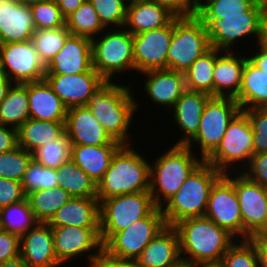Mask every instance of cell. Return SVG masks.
<instances>
[{"mask_svg":"<svg viewBox=\"0 0 267 267\" xmlns=\"http://www.w3.org/2000/svg\"><path fill=\"white\" fill-rule=\"evenodd\" d=\"M20 256L30 267L61 266L54 250L52 228L48 223L37 222L20 236Z\"/></svg>","mask_w":267,"mask_h":267,"instance_id":"603a6c76","label":"cell"},{"mask_svg":"<svg viewBox=\"0 0 267 267\" xmlns=\"http://www.w3.org/2000/svg\"><path fill=\"white\" fill-rule=\"evenodd\" d=\"M14 83L4 74L0 76V103L5 99L10 87Z\"/></svg>","mask_w":267,"mask_h":267,"instance_id":"91938a15","label":"cell"},{"mask_svg":"<svg viewBox=\"0 0 267 267\" xmlns=\"http://www.w3.org/2000/svg\"><path fill=\"white\" fill-rule=\"evenodd\" d=\"M211 96L186 89L167 115L177 124L181 136L174 145H186L198 132L204 107ZM172 112V113H171Z\"/></svg>","mask_w":267,"mask_h":267,"instance_id":"cb8c5ba5","label":"cell"},{"mask_svg":"<svg viewBox=\"0 0 267 267\" xmlns=\"http://www.w3.org/2000/svg\"><path fill=\"white\" fill-rule=\"evenodd\" d=\"M0 267H30L21 256L0 264Z\"/></svg>","mask_w":267,"mask_h":267,"instance_id":"94428289","label":"cell"},{"mask_svg":"<svg viewBox=\"0 0 267 267\" xmlns=\"http://www.w3.org/2000/svg\"><path fill=\"white\" fill-rule=\"evenodd\" d=\"M240 110L232 97L211 96L204 107L198 132L186 146L205 161L217 149L229 122Z\"/></svg>","mask_w":267,"mask_h":267,"instance_id":"8fae6325","label":"cell"},{"mask_svg":"<svg viewBox=\"0 0 267 267\" xmlns=\"http://www.w3.org/2000/svg\"><path fill=\"white\" fill-rule=\"evenodd\" d=\"M215 48L200 56L184 73L186 89L213 96Z\"/></svg>","mask_w":267,"mask_h":267,"instance_id":"d590c367","label":"cell"},{"mask_svg":"<svg viewBox=\"0 0 267 267\" xmlns=\"http://www.w3.org/2000/svg\"><path fill=\"white\" fill-rule=\"evenodd\" d=\"M31 159L32 153L20 146L0 153V177L22 182Z\"/></svg>","mask_w":267,"mask_h":267,"instance_id":"7bdbcfd3","label":"cell"},{"mask_svg":"<svg viewBox=\"0 0 267 267\" xmlns=\"http://www.w3.org/2000/svg\"><path fill=\"white\" fill-rule=\"evenodd\" d=\"M267 12L265 0H258L243 15L220 16L219 18H199L205 25L210 46L221 51H241L242 42L246 44H256L259 27L262 17ZM247 39H254L252 43H247ZM236 46V47H235Z\"/></svg>","mask_w":267,"mask_h":267,"instance_id":"52a82bcc","label":"cell"},{"mask_svg":"<svg viewBox=\"0 0 267 267\" xmlns=\"http://www.w3.org/2000/svg\"><path fill=\"white\" fill-rule=\"evenodd\" d=\"M72 196L63 188L35 190L26 198L37 222L48 223Z\"/></svg>","mask_w":267,"mask_h":267,"instance_id":"e575fe53","label":"cell"},{"mask_svg":"<svg viewBox=\"0 0 267 267\" xmlns=\"http://www.w3.org/2000/svg\"><path fill=\"white\" fill-rule=\"evenodd\" d=\"M0 63L2 73L13 83L40 81L46 74L32 41L0 44Z\"/></svg>","mask_w":267,"mask_h":267,"instance_id":"9a60e30c","label":"cell"},{"mask_svg":"<svg viewBox=\"0 0 267 267\" xmlns=\"http://www.w3.org/2000/svg\"><path fill=\"white\" fill-rule=\"evenodd\" d=\"M51 228L55 254L62 266L84 257L88 262L85 266L94 267L103 249L100 227L51 226Z\"/></svg>","mask_w":267,"mask_h":267,"instance_id":"7c38bea8","label":"cell"},{"mask_svg":"<svg viewBox=\"0 0 267 267\" xmlns=\"http://www.w3.org/2000/svg\"><path fill=\"white\" fill-rule=\"evenodd\" d=\"M35 31L30 6L0 0V44L31 41Z\"/></svg>","mask_w":267,"mask_h":267,"instance_id":"d4e9b609","label":"cell"},{"mask_svg":"<svg viewBox=\"0 0 267 267\" xmlns=\"http://www.w3.org/2000/svg\"><path fill=\"white\" fill-rule=\"evenodd\" d=\"M172 267H195V264H193L190 261H186L183 259H180L176 264H174Z\"/></svg>","mask_w":267,"mask_h":267,"instance_id":"e7e4bbea","label":"cell"},{"mask_svg":"<svg viewBox=\"0 0 267 267\" xmlns=\"http://www.w3.org/2000/svg\"><path fill=\"white\" fill-rule=\"evenodd\" d=\"M106 29L123 28L128 0H89Z\"/></svg>","mask_w":267,"mask_h":267,"instance_id":"f6af8a7d","label":"cell"},{"mask_svg":"<svg viewBox=\"0 0 267 267\" xmlns=\"http://www.w3.org/2000/svg\"><path fill=\"white\" fill-rule=\"evenodd\" d=\"M60 8V12L66 19L72 14L85 0H55Z\"/></svg>","mask_w":267,"mask_h":267,"instance_id":"9f6ffc18","label":"cell"},{"mask_svg":"<svg viewBox=\"0 0 267 267\" xmlns=\"http://www.w3.org/2000/svg\"><path fill=\"white\" fill-rule=\"evenodd\" d=\"M258 0H202L197 4L198 18H219L220 16L243 15Z\"/></svg>","mask_w":267,"mask_h":267,"instance_id":"ab89813d","label":"cell"},{"mask_svg":"<svg viewBox=\"0 0 267 267\" xmlns=\"http://www.w3.org/2000/svg\"><path fill=\"white\" fill-rule=\"evenodd\" d=\"M255 47L256 49L252 46L250 49L252 52L250 51L247 57L257 68L267 75V51L260 48L257 49V46Z\"/></svg>","mask_w":267,"mask_h":267,"instance_id":"11a10c76","label":"cell"},{"mask_svg":"<svg viewBox=\"0 0 267 267\" xmlns=\"http://www.w3.org/2000/svg\"><path fill=\"white\" fill-rule=\"evenodd\" d=\"M36 30L55 29L65 26V18L55 0L30 5Z\"/></svg>","mask_w":267,"mask_h":267,"instance_id":"bcb514c9","label":"cell"},{"mask_svg":"<svg viewBox=\"0 0 267 267\" xmlns=\"http://www.w3.org/2000/svg\"><path fill=\"white\" fill-rule=\"evenodd\" d=\"M50 226L100 227L97 198L71 197L48 222Z\"/></svg>","mask_w":267,"mask_h":267,"instance_id":"f1b7e54d","label":"cell"},{"mask_svg":"<svg viewBox=\"0 0 267 267\" xmlns=\"http://www.w3.org/2000/svg\"><path fill=\"white\" fill-rule=\"evenodd\" d=\"M234 188L238 196L243 222V240L250 239L264 224L267 216V190L234 172Z\"/></svg>","mask_w":267,"mask_h":267,"instance_id":"e0dca14e","label":"cell"},{"mask_svg":"<svg viewBox=\"0 0 267 267\" xmlns=\"http://www.w3.org/2000/svg\"><path fill=\"white\" fill-rule=\"evenodd\" d=\"M134 148V144L122 145L114 154L110 166L97 183L99 202L113 196L150 190V160L141 154L142 149Z\"/></svg>","mask_w":267,"mask_h":267,"instance_id":"3957f363","label":"cell"},{"mask_svg":"<svg viewBox=\"0 0 267 267\" xmlns=\"http://www.w3.org/2000/svg\"><path fill=\"white\" fill-rule=\"evenodd\" d=\"M250 239L267 242V216L262 227Z\"/></svg>","mask_w":267,"mask_h":267,"instance_id":"6125c7cd","label":"cell"},{"mask_svg":"<svg viewBox=\"0 0 267 267\" xmlns=\"http://www.w3.org/2000/svg\"><path fill=\"white\" fill-rule=\"evenodd\" d=\"M167 149V150H166ZM150 161V194L161 207L179 191L191 173L204 161L186 145L166 147Z\"/></svg>","mask_w":267,"mask_h":267,"instance_id":"277c9868","label":"cell"},{"mask_svg":"<svg viewBox=\"0 0 267 267\" xmlns=\"http://www.w3.org/2000/svg\"><path fill=\"white\" fill-rule=\"evenodd\" d=\"M248 117L253 130L254 154L267 152V108L242 110Z\"/></svg>","mask_w":267,"mask_h":267,"instance_id":"7dc6e473","label":"cell"},{"mask_svg":"<svg viewBox=\"0 0 267 267\" xmlns=\"http://www.w3.org/2000/svg\"><path fill=\"white\" fill-rule=\"evenodd\" d=\"M21 182L0 177V208L26 199Z\"/></svg>","mask_w":267,"mask_h":267,"instance_id":"681fc988","label":"cell"},{"mask_svg":"<svg viewBox=\"0 0 267 267\" xmlns=\"http://www.w3.org/2000/svg\"><path fill=\"white\" fill-rule=\"evenodd\" d=\"M44 79L67 108L86 106L107 82L94 68L75 75H45Z\"/></svg>","mask_w":267,"mask_h":267,"instance_id":"ac0fdd59","label":"cell"},{"mask_svg":"<svg viewBox=\"0 0 267 267\" xmlns=\"http://www.w3.org/2000/svg\"><path fill=\"white\" fill-rule=\"evenodd\" d=\"M204 216L226 229L237 240H243V222L234 188V172L223 174L214 183Z\"/></svg>","mask_w":267,"mask_h":267,"instance_id":"4fadbf2b","label":"cell"},{"mask_svg":"<svg viewBox=\"0 0 267 267\" xmlns=\"http://www.w3.org/2000/svg\"><path fill=\"white\" fill-rule=\"evenodd\" d=\"M14 1L21 4V5L30 6V5H33V4L42 2V1H46V0H14Z\"/></svg>","mask_w":267,"mask_h":267,"instance_id":"03108f58","label":"cell"},{"mask_svg":"<svg viewBox=\"0 0 267 267\" xmlns=\"http://www.w3.org/2000/svg\"><path fill=\"white\" fill-rule=\"evenodd\" d=\"M70 35L66 25L55 29L36 30L31 38L40 60L47 66L63 48Z\"/></svg>","mask_w":267,"mask_h":267,"instance_id":"f35d334b","label":"cell"},{"mask_svg":"<svg viewBox=\"0 0 267 267\" xmlns=\"http://www.w3.org/2000/svg\"><path fill=\"white\" fill-rule=\"evenodd\" d=\"M21 184L26 195L35 190L57 188V169L45 167L32 158Z\"/></svg>","mask_w":267,"mask_h":267,"instance_id":"b9f144b4","label":"cell"},{"mask_svg":"<svg viewBox=\"0 0 267 267\" xmlns=\"http://www.w3.org/2000/svg\"><path fill=\"white\" fill-rule=\"evenodd\" d=\"M242 52L221 51L215 48L213 96L235 98L240 91L243 68L247 59L246 48ZM243 55V56H242Z\"/></svg>","mask_w":267,"mask_h":267,"instance_id":"7402d4cb","label":"cell"},{"mask_svg":"<svg viewBox=\"0 0 267 267\" xmlns=\"http://www.w3.org/2000/svg\"><path fill=\"white\" fill-rule=\"evenodd\" d=\"M92 68L91 39L70 34L63 48L46 66L45 75H75Z\"/></svg>","mask_w":267,"mask_h":267,"instance_id":"44dd1931","label":"cell"},{"mask_svg":"<svg viewBox=\"0 0 267 267\" xmlns=\"http://www.w3.org/2000/svg\"><path fill=\"white\" fill-rule=\"evenodd\" d=\"M122 145H71L70 158L93 181L98 183L110 166L116 151Z\"/></svg>","mask_w":267,"mask_h":267,"instance_id":"f546056e","label":"cell"},{"mask_svg":"<svg viewBox=\"0 0 267 267\" xmlns=\"http://www.w3.org/2000/svg\"><path fill=\"white\" fill-rule=\"evenodd\" d=\"M255 247L259 258V267H267V242L255 240Z\"/></svg>","mask_w":267,"mask_h":267,"instance_id":"680465c9","label":"cell"},{"mask_svg":"<svg viewBox=\"0 0 267 267\" xmlns=\"http://www.w3.org/2000/svg\"><path fill=\"white\" fill-rule=\"evenodd\" d=\"M65 132V122L29 118L17 129L18 146L33 153L43 144L60 138Z\"/></svg>","mask_w":267,"mask_h":267,"instance_id":"1f68e13d","label":"cell"},{"mask_svg":"<svg viewBox=\"0 0 267 267\" xmlns=\"http://www.w3.org/2000/svg\"><path fill=\"white\" fill-rule=\"evenodd\" d=\"M3 73H2V70H1V63H0V76L2 75Z\"/></svg>","mask_w":267,"mask_h":267,"instance_id":"a7ac6f4b","label":"cell"},{"mask_svg":"<svg viewBox=\"0 0 267 267\" xmlns=\"http://www.w3.org/2000/svg\"><path fill=\"white\" fill-rule=\"evenodd\" d=\"M37 223L30 204L27 200H22L15 204H10L0 208V228L19 236L25 234Z\"/></svg>","mask_w":267,"mask_h":267,"instance_id":"74e56055","label":"cell"},{"mask_svg":"<svg viewBox=\"0 0 267 267\" xmlns=\"http://www.w3.org/2000/svg\"><path fill=\"white\" fill-rule=\"evenodd\" d=\"M30 118L42 121L65 122L67 107L43 79L27 83Z\"/></svg>","mask_w":267,"mask_h":267,"instance_id":"83f0119b","label":"cell"},{"mask_svg":"<svg viewBox=\"0 0 267 267\" xmlns=\"http://www.w3.org/2000/svg\"><path fill=\"white\" fill-rule=\"evenodd\" d=\"M20 256V236L0 229V264Z\"/></svg>","mask_w":267,"mask_h":267,"instance_id":"f907efd6","label":"cell"},{"mask_svg":"<svg viewBox=\"0 0 267 267\" xmlns=\"http://www.w3.org/2000/svg\"><path fill=\"white\" fill-rule=\"evenodd\" d=\"M253 154V130L247 115L240 110L229 122L217 149L205 161L223 174L241 172Z\"/></svg>","mask_w":267,"mask_h":267,"instance_id":"ba28073f","label":"cell"},{"mask_svg":"<svg viewBox=\"0 0 267 267\" xmlns=\"http://www.w3.org/2000/svg\"><path fill=\"white\" fill-rule=\"evenodd\" d=\"M94 267H141L136 259L118 258L102 249Z\"/></svg>","mask_w":267,"mask_h":267,"instance_id":"f5cc1de1","label":"cell"},{"mask_svg":"<svg viewBox=\"0 0 267 267\" xmlns=\"http://www.w3.org/2000/svg\"><path fill=\"white\" fill-rule=\"evenodd\" d=\"M174 227L179 235L181 259L193 264L221 261L237 241L226 229L205 216L183 219Z\"/></svg>","mask_w":267,"mask_h":267,"instance_id":"7a4b0ae2","label":"cell"},{"mask_svg":"<svg viewBox=\"0 0 267 267\" xmlns=\"http://www.w3.org/2000/svg\"><path fill=\"white\" fill-rule=\"evenodd\" d=\"M195 2V4L197 5L200 1L202 0H193Z\"/></svg>","mask_w":267,"mask_h":267,"instance_id":"003e7915","label":"cell"},{"mask_svg":"<svg viewBox=\"0 0 267 267\" xmlns=\"http://www.w3.org/2000/svg\"><path fill=\"white\" fill-rule=\"evenodd\" d=\"M241 110L267 108V75L257 68L247 57L242 85L234 98Z\"/></svg>","mask_w":267,"mask_h":267,"instance_id":"4dcf8cb0","label":"cell"},{"mask_svg":"<svg viewBox=\"0 0 267 267\" xmlns=\"http://www.w3.org/2000/svg\"><path fill=\"white\" fill-rule=\"evenodd\" d=\"M17 146V129L0 124V153L11 151Z\"/></svg>","mask_w":267,"mask_h":267,"instance_id":"db71d44e","label":"cell"},{"mask_svg":"<svg viewBox=\"0 0 267 267\" xmlns=\"http://www.w3.org/2000/svg\"><path fill=\"white\" fill-rule=\"evenodd\" d=\"M210 48L205 25L196 15L176 17L167 53V69L185 73Z\"/></svg>","mask_w":267,"mask_h":267,"instance_id":"30bf717a","label":"cell"},{"mask_svg":"<svg viewBox=\"0 0 267 267\" xmlns=\"http://www.w3.org/2000/svg\"><path fill=\"white\" fill-rule=\"evenodd\" d=\"M167 7L177 17L192 16L196 13L197 5L193 0H149Z\"/></svg>","mask_w":267,"mask_h":267,"instance_id":"816d5d0a","label":"cell"},{"mask_svg":"<svg viewBox=\"0 0 267 267\" xmlns=\"http://www.w3.org/2000/svg\"><path fill=\"white\" fill-rule=\"evenodd\" d=\"M70 34L94 39L106 28L101 23L96 10L89 0H85L65 19Z\"/></svg>","mask_w":267,"mask_h":267,"instance_id":"8d00e7d4","label":"cell"},{"mask_svg":"<svg viewBox=\"0 0 267 267\" xmlns=\"http://www.w3.org/2000/svg\"><path fill=\"white\" fill-rule=\"evenodd\" d=\"M173 34V21L162 28L133 35L136 74L167 69V53Z\"/></svg>","mask_w":267,"mask_h":267,"instance_id":"2e32d148","label":"cell"},{"mask_svg":"<svg viewBox=\"0 0 267 267\" xmlns=\"http://www.w3.org/2000/svg\"><path fill=\"white\" fill-rule=\"evenodd\" d=\"M165 226L161 208L156 207L148 216L116 232L103 245V249L118 258L137 259L148 243Z\"/></svg>","mask_w":267,"mask_h":267,"instance_id":"5bb4252c","label":"cell"},{"mask_svg":"<svg viewBox=\"0 0 267 267\" xmlns=\"http://www.w3.org/2000/svg\"><path fill=\"white\" fill-rule=\"evenodd\" d=\"M157 206L149 191L129 193L99 202L100 239L104 245L116 232L148 216Z\"/></svg>","mask_w":267,"mask_h":267,"instance_id":"9c48e42d","label":"cell"},{"mask_svg":"<svg viewBox=\"0 0 267 267\" xmlns=\"http://www.w3.org/2000/svg\"><path fill=\"white\" fill-rule=\"evenodd\" d=\"M240 173L267 190V152L253 154Z\"/></svg>","mask_w":267,"mask_h":267,"instance_id":"c3c4849f","label":"cell"},{"mask_svg":"<svg viewBox=\"0 0 267 267\" xmlns=\"http://www.w3.org/2000/svg\"><path fill=\"white\" fill-rule=\"evenodd\" d=\"M29 118L27 83H14L0 103V124L18 129Z\"/></svg>","mask_w":267,"mask_h":267,"instance_id":"d6a6232c","label":"cell"},{"mask_svg":"<svg viewBox=\"0 0 267 267\" xmlns=\"http://www.w3.org/2000/svg\"><path fill=\"white\" fill-rule=\"evenodd\" d=\"M180 259L178 232L174 226L166 225L136 260L141 267H172Z\"/></svg>","mask_w":267,"mask_h":267,"instance_id":"4316f807","label":"cell"},{"mask_svg":"<svg viewBox=\"0 0 267 267\" xmlns=\"http://www.w3.org/2000/svg\"><path fill=\"white\" fill-rule=\"evenodd\" d=\"M92 42V67L107 82L135 72L133 35L124 27L105 29ZM134 72V73H133ZM120 74V75H119ZM117 78H114L116 77Z\"/></svg>","mask_w":267,"mask_h":267,"instance_id":"8992f818","label":"cell"},{"mask_svg":"<svg viewBox=\"0 0 267 267\" xmlns=\"http://www.w3.org/2000/svg\"><path fill=\"white\" fill-rule=\"evenodd\" d=\"M145 77L143 93L150 99L151 104L159 109L164 107L165 113L174 107L176 101L186 90L185 74L169 69L149 70L140 73Z\"/></svg>","mask_w":267,"mask_h":267,"instance_id":"d6986e66","label":"cell"},{"mask_svg":"<svg viewBox=\"0 0 267 267\" xmlns=\"http://www.w3.org/2000/svg\"><path fill=\"white\" fill-rule=\"evenodd\" d=\"M195 267H223L221 261L196 263Z\"/></svg>","mask_w":267,"mask_h":267,"instance_id":"be15d7a7","label":"cell"},{"mask_svg":"<svg viewBox=\"0 0 267 267\" xmlns=\"http://www.w3.org/2000/svg\"><path fill=\"white\" fill-rule=\"evenodd\" d=\"M223 267H259L255 240H237L223 255Z\"/></svg>","mask_w":267,"mask_h":267,"instance_id":"ee69618b","label":"cell"},{"mask_svg":"<svg viewBox=\"0 0 267 267\" xmlns=\"http://www.w3.org/2000/svg\"><path fill=\"white\" fill-rule=\"evenodd\" d=\"M222 175V172L203 161L179 191L160 207L165 224L174 226L183 219L204 216L211 188Z\"/></svg>","mask_w":267,"mask_h":267,"instance_id":"5b68a950","label":"cell"},{"mask_svg":"<svg viewBox=\"0 0 267 267\" xmlns=\"http://www.w3.org/2000/svg\"><path fill=\"white\" fill-rule=\"evenodd\" d=\"M65 130L71 145H122L108 135L87 106L67 109Z\"/></svg>","mask_w":267,"mask_h":267,"instance_id":"ffe728a7","label":"cell"},{"mask_svg":"<svg viewBox=\"0 0 267 267\" xmlns=\"http://www.w3.org/2000/svg\"><path fill=\"white\" fill-rule=\"evenodd\" d=\"M71 142L66 132L56 140L43 144L32 153V158L45 167L58 169L70 159Z\"/></svg>","mask_w":267,"mask_h":267,"instance_id":"60d3db41","label":"cell"},{"mask_svg":"<svg viewBox=\"0 0 267 267\" xmlns=\"http://www.w3.org/2000/svg\"><path fill=\"white\" fill-rule=\"evenodd\" d=\"M255 45L257 48L267 51V12L262 17Z\"/></svg>","mask_w":267,"mask_h":267,"instance_id":"6f0895ef","label":"cell"},{"mask_svg":"<svg viewBox=\"0 0 267 267\" xmlns=\"http://www.w3.org/2000/svg\"><path fill=\"white\" fill-rule=\"evenodd\" d=\"M177 16L167 7L149 0L128 2L124 28L132 35L169 25Z\"/></svg>","mask_w":267,"mask_h":267,"instance_id":"484cf974","label":"cell"},{"mask_svg":"<svg viewBox=\"0 0 267 267\" xmlns=\"http://www.w3.org/2000/svg\"><path fill=\"white\" fill-rule=\"evenodd\" d=\"M119 83L106 82L86 106L113 140L131 145L136 140L132 136V126L142 104L133 93L135 85Z\"/></svg>","mask_w":267,"mask_h":267,"instance_id":"6da1fadb","label":"cell"},{"mask_svg":"<svg viewBox=\"0 0 267 267\" xmlns=\"http://www.w3.org/2000/svg\"><path fill=\"white\" fill-rule=\"evenodd\" d=\"M57 181L72 197L97 198V183L71 158L57 169Z\"/></svg>","mask_w":267,"mask_h":267,"instance_id":"836d02e7","label":"cell"}]
</instances>
